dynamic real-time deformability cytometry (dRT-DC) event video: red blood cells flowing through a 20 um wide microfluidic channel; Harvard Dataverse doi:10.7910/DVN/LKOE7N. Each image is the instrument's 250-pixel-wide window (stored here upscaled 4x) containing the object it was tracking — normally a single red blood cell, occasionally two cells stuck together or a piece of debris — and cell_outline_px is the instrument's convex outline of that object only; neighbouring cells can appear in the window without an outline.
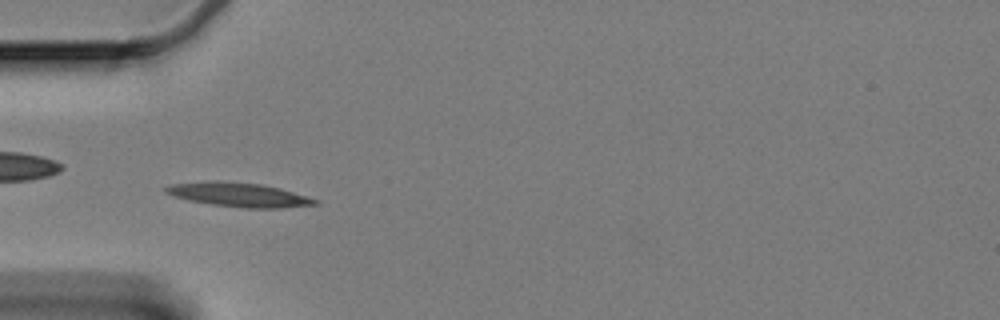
{"species": "Egyptian fruit bat (a non-hibernating species)", "species_latin": "Rousettus aegyptiacus", "temperature_condition": "cold", "stored_images_in_passage": 36, "camera_frame_rate_fps": 3000, "um_per_image_px": 0.085, "animal": {"sex": "female"}, "frame": {"image": 1, "passage_image": 6, "time_ms": 1.667, "image_size_px": [1000, 320], "cell_outline_px": [[320, 204], [280, 208], [244, 208], [212, 204], [188, 200], [172, 196], [164, 192], [164, 188], [172, 184], [208, 180], [220, 180], [260, 184], [280, 188], [308, 196], [320, 200]], "centroid_in_image_um": [20.31, 16.54], "position_along_channel_um": 64.7, "area_um2": 21.21}}
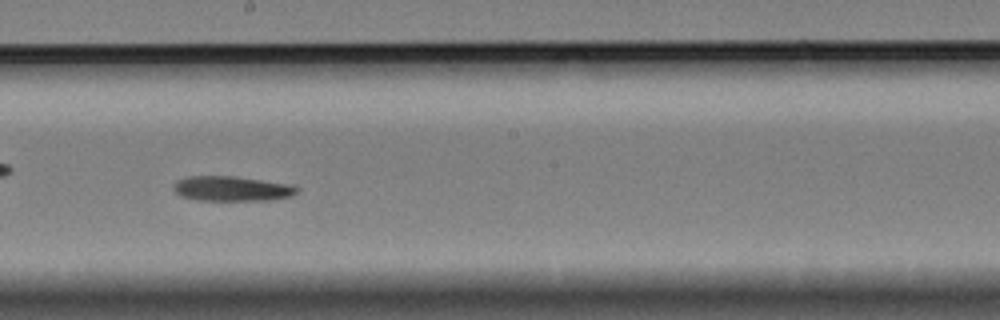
{"frame": {"image": 2, "passage_image": 21, "time_ms": 6.667, "image_size_px": [1000, 320], "cell_outline_px": [[300, 188], [292, 196], [268, 200], [196, 200], [180, 196], [172, 188], [176, 180], [188, 176], [232, 176], [292, 184]], "centroid_in_image_um": [19.69, 16.03], "position_along_channel_um": 228.5, "area_um2": 17.98}}
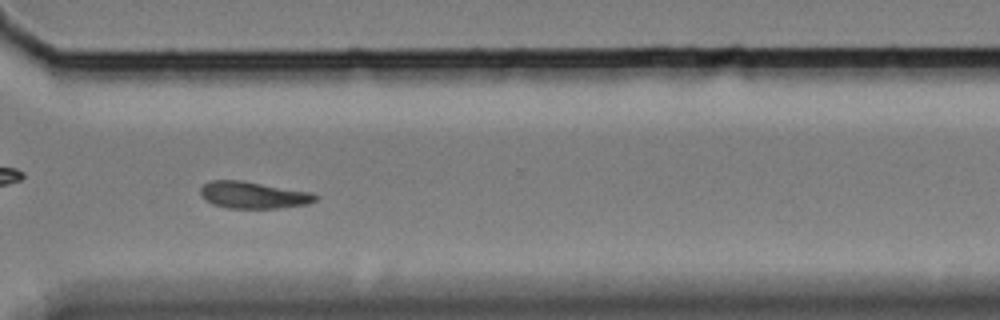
{"frame": {"image": 3, "passage_image": 32, "time_ms": 10.333, "image_size_px": [1000, 320], "cell_outline_px": [[316, 200], [308, 204], [276, 208], [228, 208], [212, 204], [204, 200], [200, 196], [200, 188], [208, 180], [244, 180], [312, 192], [316, 196]], "centroid_in_image_um": [21.48, 16.56], "position_along_channel_um": 349.1, "area_um2": 18.21}}